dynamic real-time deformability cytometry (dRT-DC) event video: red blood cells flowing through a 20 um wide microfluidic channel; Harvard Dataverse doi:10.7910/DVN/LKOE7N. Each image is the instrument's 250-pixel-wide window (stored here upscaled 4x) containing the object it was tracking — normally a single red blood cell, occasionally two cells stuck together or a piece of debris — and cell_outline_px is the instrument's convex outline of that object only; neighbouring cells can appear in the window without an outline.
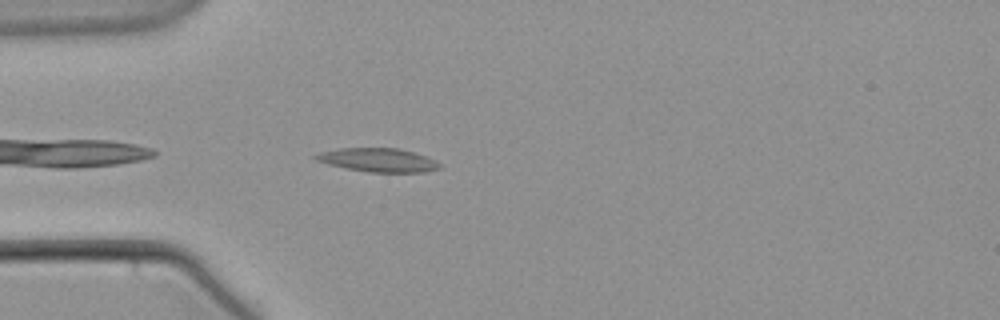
{"species": "common noctule bat (a hibernating species)", "species_latin": "Nyctalus noctula", "temperature_condition": "warm", "stored_images_in_passage": 7, "camera_frame_rate_fps": 3000, "um_per_image_px": 0.085, "animal": {"sex": "male", "body_mass_g": 21.5, "forearm_length_mm": 52.0}, "frame": {"image": 1, "passage_image": 3, "time_ms": 0.667, "image_size_px": [1000, 320], "cell_outline_px": [[444, 168], [424, 172], [368, 172], [344, 168], [328, 164], [316, 160], [312, 156], [324, 152], [340, 148], [400, 148], [436, 160]], "centroid_in_image_um": [32.18, 13.61], "position_along_channel_um": 52.8, "area_um2": 17.05}}